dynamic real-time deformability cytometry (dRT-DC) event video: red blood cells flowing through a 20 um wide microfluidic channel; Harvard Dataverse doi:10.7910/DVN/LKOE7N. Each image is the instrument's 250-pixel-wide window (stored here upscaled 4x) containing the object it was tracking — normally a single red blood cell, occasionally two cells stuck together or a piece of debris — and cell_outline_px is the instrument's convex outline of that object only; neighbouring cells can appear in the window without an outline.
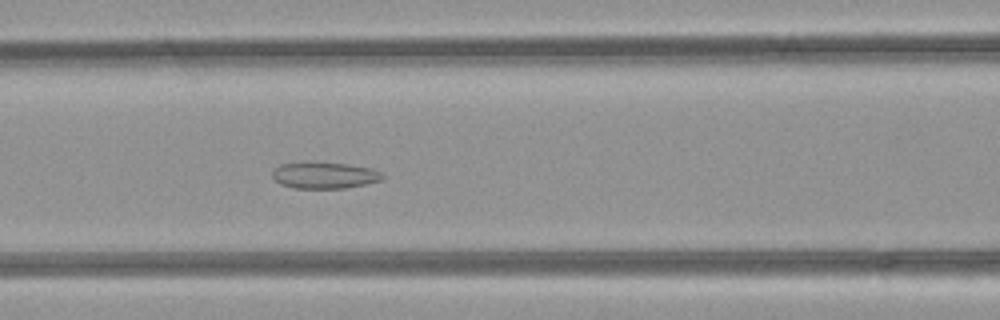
{"species": "common noctule bat (a hibernating species)", "species_latin": "Nyctalus noctula", "temperature_condition": "room temperature", "stored_images_in_passage": 51, "camera_frame_rate_fps": 3000, "um_per_image_px": 0.085, "animal": {"sex": "female", "body_mass_g": 21.9}, "frame": {"image": 1, "passage_image": 21, "time_ms": 6.667, "image_size_px": [1000, 320], "cell_outline_px": [[384, 176], [380, 180], [364, 184], [344, 188], [292, 188], [280, 184], [272, 176], [272, 168], [280, 164], [304, 160], [348, 164], [372, 168], [380, 172]], "centroid_in_image_um": [27.49, 14.86], "position_along_channel_um": 139.1, "area_um2": 17.4}}
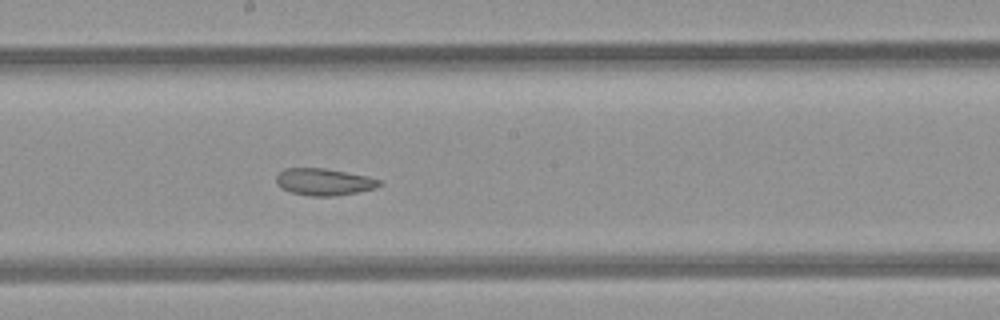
{"frame": {"image": 2, "passage_image": 27, "time_ms": 8.667, "image_size_px": [1000, 320], "cell_outline_px": [[380, 184], [376, 188], [336, 196], [308, 196], [292, 192], [280, 188], [276, 184], [276, 176], [284, 168], [324, 168], [368, 176], [380, 180]], "centroid_in_image_um": [27.5, 15.46], "position_along_channel_um": 220.7, "area_um2": 16.18}}
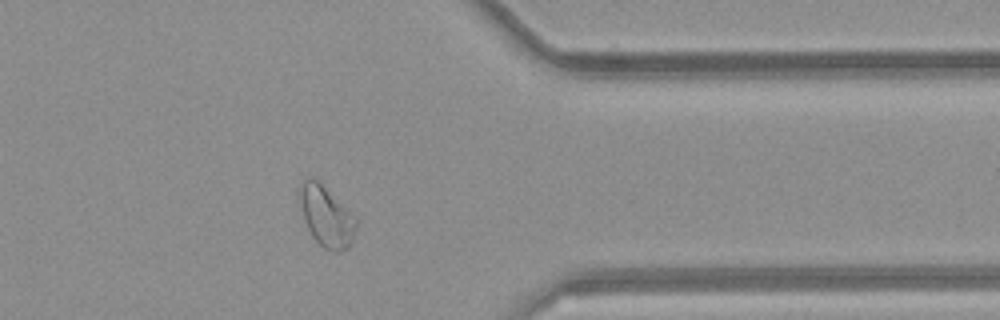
{"frame": {"image": 3, "passage_image": 40, "time_ms": 13.0, "image_size_px": [1000, 320], "cell_outline_px": [[356, 228], [352, 244], [348, 248], [340, 252], [332, 252], [324, 248], [312, 236], [304, 220], [296, 196], [296, 188], [304, 176], [312, 176], [348, 208], [356, 216]], "centroid_in_image_um": [27.69, 18.34], "position_along_channel_um": 383.7, "area_um2": 20.69}, "authors_computed_cell_mechanics": {"area_um2": 22.5998, "velocity_mm_per_s": 4.0896, "shape_relaxation_time_tau1_ms": null, "shape_relaxation_time_tau2_ms": 3.4686, "deformation_change_tau1": null, "deformation_change_tau2": 0.0902}}